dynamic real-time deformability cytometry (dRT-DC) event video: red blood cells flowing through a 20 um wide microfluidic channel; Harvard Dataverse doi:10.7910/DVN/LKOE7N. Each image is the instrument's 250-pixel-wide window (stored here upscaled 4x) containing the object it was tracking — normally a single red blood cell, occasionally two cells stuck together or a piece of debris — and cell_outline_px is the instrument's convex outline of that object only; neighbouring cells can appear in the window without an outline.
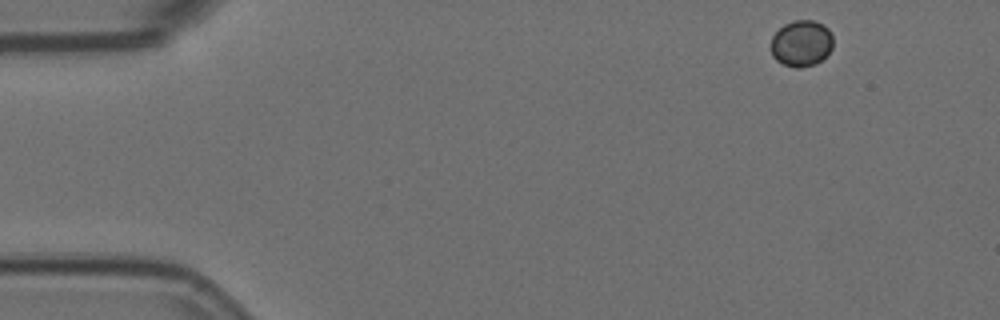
{"species": "Egyptian fruit bat (a non-hibernating species)", "species_latin": "Rousettus aegyptiacus", "temperature_condition": "room temperature", "stored_images_in_passage": 4, "camera_frame_rate_fps": 3000, "um_per_image_px": 0.085, "animal": {"sex": "female"}, "frame": {"image": 1, "passage_image": 1, "time_ms": 0.0, "image_size_px": [1000, 320], "cell_outline_px": [[832, 48], [816, 64], [800, 68], [796, 68], [784, 64], [776, 60], [772, 56], [772, 36], [784, 24], [792, 20], [812, 20], [824, 24], [828, 28], [832, 36]], "centroid_in_image_um": [68.12, 3.67], "position_along_channel_um": 16.9, "area_um2": 16.7}}
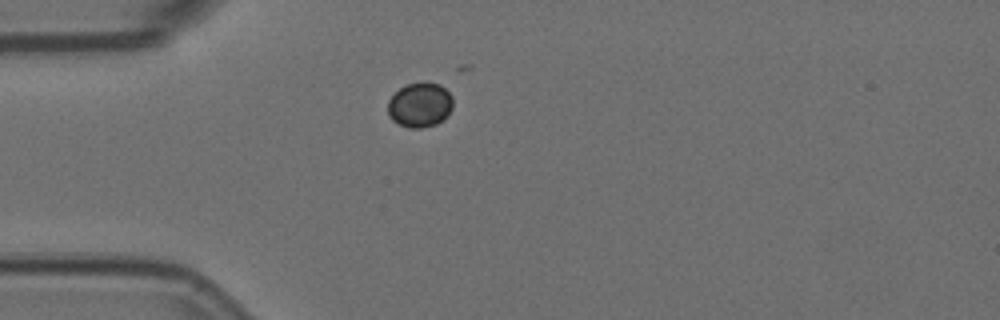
{"frame": {"image": 2, "passage_image": 4, "time_ms": 1.0, "image_size_px": [1000, 320], "cell_outline_px": [[452, 108], [448, 116], [436, 124], [420, 128], [408, 128], [392, 120], [388, 116], [388, 100], [400, 88], [408, 84], [424, 80], [440, 84], [452, 96]], "centroid_in_image_um": [35.7, 8.9], "position_along_channel_um": 49.3, "area_um2": 17.17}}